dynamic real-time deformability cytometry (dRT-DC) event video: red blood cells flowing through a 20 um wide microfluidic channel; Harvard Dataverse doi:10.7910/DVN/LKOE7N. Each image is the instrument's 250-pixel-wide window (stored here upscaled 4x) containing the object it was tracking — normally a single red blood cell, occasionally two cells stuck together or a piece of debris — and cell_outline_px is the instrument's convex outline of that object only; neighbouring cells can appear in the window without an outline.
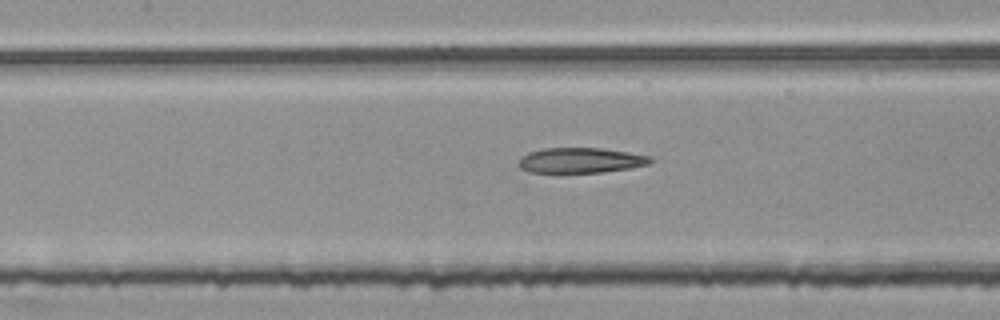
{"species": "common noctule bat (a hibernating species)", "species_latin": "Nyctalus noctula", "temperature_condition": "room temperature", "stored_images_in_passage": 53, "segment_of_instrument_passage": [2, 2], "camera_frame_rate_fps": 3000, "um_per_image_px": 0.085, "animal": {"sex": "female", "body_mass_g": 25.1}, "frame": {"image": 1, "passage_image": 24, "time_ms": 7.667, "image_size_px": [1000, 320], "cell_outline_px": [[652, 160], [648, 164], [632, 168], [600, 172], [528, 172], [520, 168], [516, 164], [528, 152], [544, 148], [604, 148], [652, 156]], "centroid_in_image_um": [49.36, 13.62], "position_along_channel_um": 158.0, "area_um2": 19.36}}
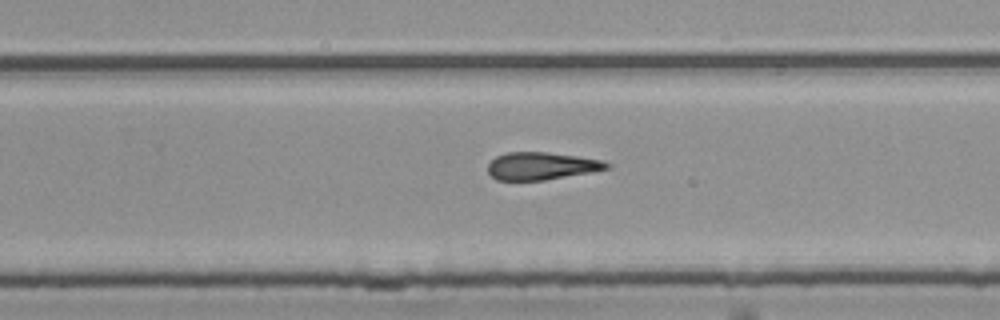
{"frame": {"image": 2, "passage_image": 34, "time_ms": 11.0, "image_size_px": [1000, 320], "cell_outline_px": [[612, 164], [608, 168], [592, 172], [544, 180], [496, 180], [488, 172], [488, 164], [496, 156], [508, 152], [548, 152], [576, 156], [600, 160]], "centroid_in_image_um": [46.01, 14.11], "position_along_channel_um": 283.8, "area_um2": 18.96}}
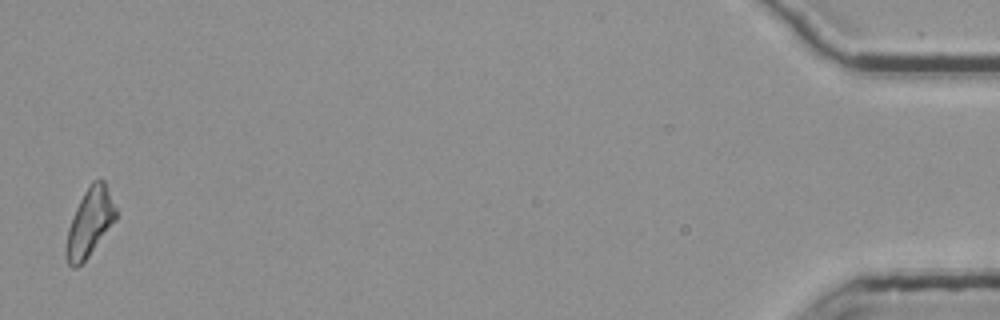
{"frame": {"image": 3, "passage_image": 53, "time_ms": 17.333, "image_size_px": [1000, 320], "cell_outline_px": [[116, 220], [88, 256], [76, 268], [72, 268], [68, 264], [64, 252], [64, 248], [68, 228], [76, 208], [84, 192], [92, 180], [100, 176], [104, 180], [116, 208]], "centroid_in_image_um": [7.61, 18.89], "position_along_channel_um": 427.6, "area_um2": 19.71}}